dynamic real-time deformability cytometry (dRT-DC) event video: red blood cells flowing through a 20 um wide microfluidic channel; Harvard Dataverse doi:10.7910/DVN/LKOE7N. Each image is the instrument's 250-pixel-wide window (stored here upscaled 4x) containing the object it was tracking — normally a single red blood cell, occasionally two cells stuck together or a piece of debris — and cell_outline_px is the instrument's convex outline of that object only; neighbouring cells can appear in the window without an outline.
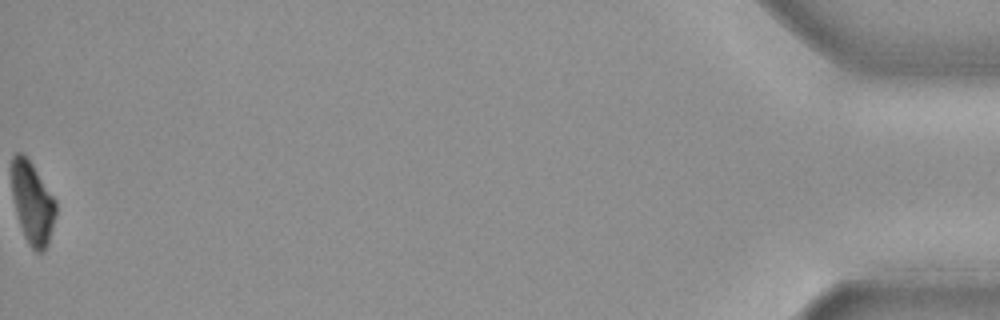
{"species": "common noctule bat (a hibernating species)", "species_latin": "Nyctalus noctula", "temperature_condition": "cold", "stored_images_in_passage": 41, "camera_frame_rate_fps": 3000, "um_per_image_px": 0.085, "animal": {"sex": "female", "body_mass_g": 19.3, "forearm_length_mm": 54.1}, "frame": {"image": 1, "passage_image": 41, "time_ms": 13.333, "image_size_px": [1000, 320], "cell_outline_px": [[56, 216], [48, 244], [40, 252], [36, 252], [32, 248], [24, 236], [16, 212], [12, 196], [12, 156], [16, 152], [20, 152], [32, 164], [56, 200]], "centroid_in_image_um": [2.76, 17.25], "position_along_channel_um": 432.4, "area_um2": 20.87}, "authors_computed_cell_mechanics": {"area_um2": 27.166, "velocity_mm_per_s": 3.6671, "shape_relaxation_time_tau1_ms": 3.4334, "shape_relaxation_time_tau2_ms": null, "deformation_change_tau1": 0.1163, "deformation_change_tau2": null}}